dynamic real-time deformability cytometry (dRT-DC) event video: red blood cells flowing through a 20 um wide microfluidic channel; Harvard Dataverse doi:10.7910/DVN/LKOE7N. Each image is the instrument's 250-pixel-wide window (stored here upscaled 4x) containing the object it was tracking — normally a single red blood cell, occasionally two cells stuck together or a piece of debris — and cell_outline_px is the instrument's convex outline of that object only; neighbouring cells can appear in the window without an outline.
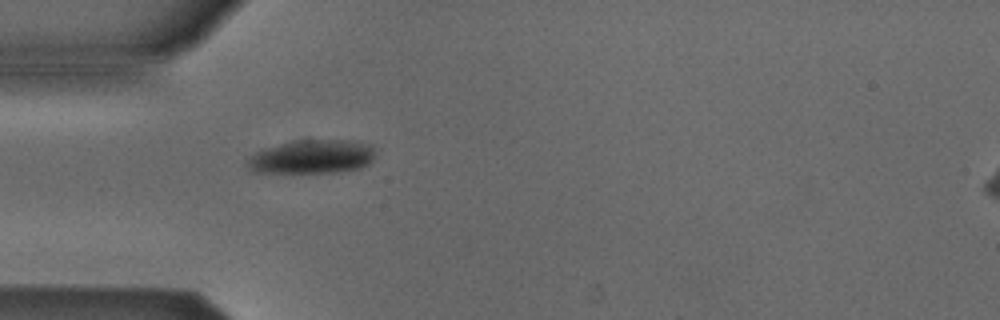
{"species": "Egyptian fruit bat (a non-hibernating species)", "species_latin": "Rousettus aegyptiacus", "temperature_condition": "cold", "stored_images_in_passage": 38, "camera_frame_rate_fps": 3000, "um_per_image_px": 0.085, "animal": {"sex": "male"}, "frame": {"image": 1, "passage_image": 1, "time_ms": 0.0, "image_size_px": [1000, 320], "cell_outline_px": [[372, 160], [368, 164], [360, 168], [336, 172], [256, 172], [248, 164], [248, 156], [264, 148], [296, 140], [352, 140], [372, 144]], "centroid_in_image_um": [26.54, 13.31], "position_along_channel_um": 58.5, "area_um2": 24.85}}
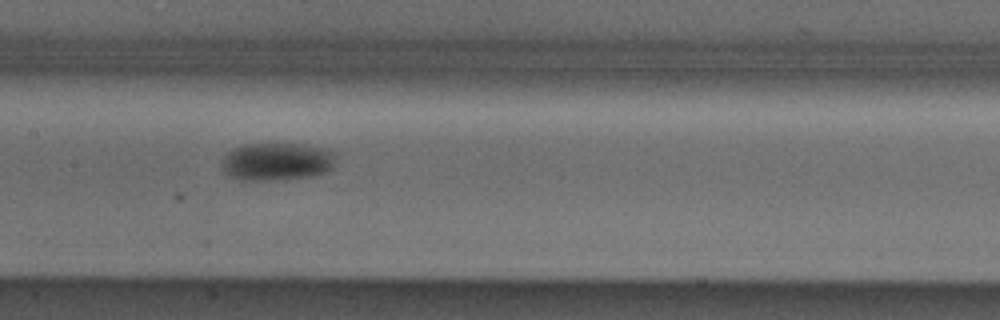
{"frame": {"image": 2, "passage_image": 11, "time_ms": 3.333, "image_size_px": [1000, 320], "cell_outline_px": [[336, 152], [332, 168], [324, 172], [312, 176], [284, 180], [240, 180], [224, 172], [220, 164], [228, 152], [244, 144], [304, 144]], "centroid_in_image_um": [23.53, 13.74], "position_along_channel_um": 183.9, "area_um2": 25.09}}
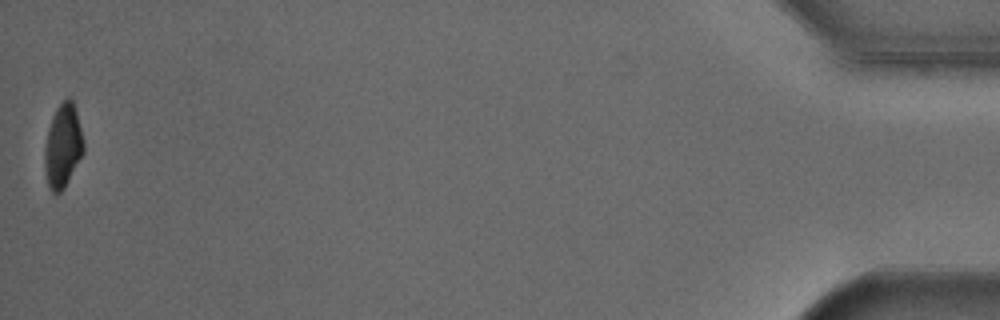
{"frame": {"image": 3, "passage_image": 38, "time_ms": 12.333, "image_size_px": [1000, 320], "cell_outline_px": [[84, 152], [64, 188], [56, 196], [48, 188], [44, 168], [44, 148], [48, 128], [52, 116], [56, 108], [68, 96], [72, 96], [84, 144]], "centroid_in_image_um": [5.32, 12.42], "position_along_channel_um": 429.9, "area_um2": 19.13}, "authors_computed_cell_mechanics": {"area_um2": 23.2934, "velocity_mm_per_s": 3.8613, "shape_relaxation_time_tau1_ms": 2.1086, "shape_relaxation_time_tau2_ms": null, "deformation_change_tau1": 0.098, "deformation_change_tau2": null}}